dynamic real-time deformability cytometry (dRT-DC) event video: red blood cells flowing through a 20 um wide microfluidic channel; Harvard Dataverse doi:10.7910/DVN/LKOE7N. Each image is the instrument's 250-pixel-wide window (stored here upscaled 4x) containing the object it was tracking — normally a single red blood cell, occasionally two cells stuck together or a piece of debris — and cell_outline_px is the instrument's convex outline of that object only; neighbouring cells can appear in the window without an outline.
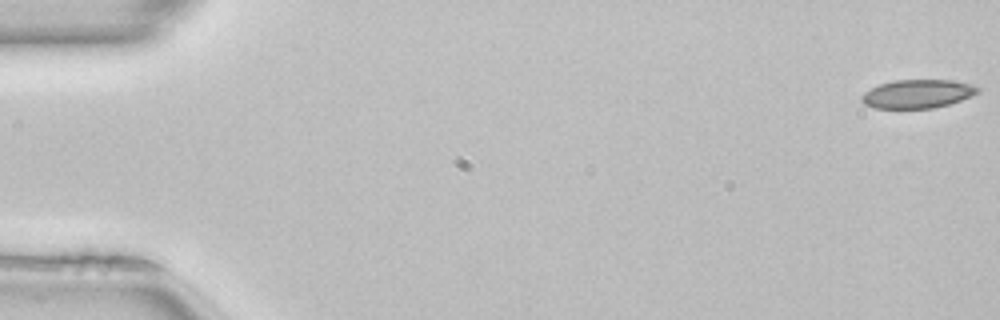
{"species": "common noctule bat (a hibernating species)", "species_latin": "Nyctalus noctula", "temperature_condition": "room temperature", "stored_images_in_passage": 51, "camera_frame_rate_fps": 3000, "um_per_image_px": 0.085, "animal": {"sex": "female", "body_mass_g": 22.7, "forearm_length_mm": 54.2}, "frame": {"image": 1, "passage_image": 1, "time_ms": 0.0, "image_size_px": [1000, 320], "cell_outline_px": [[980, 92], [972, 96], [948, 104], [932, 108], [876, 108], [864, 104], [860, 100], [860, 96], [864, 92], [880, 84], [892, 80], [952, 80], [968, 84], [980, 88]], "centroid_in_image_um": [77.97, 7.97], "position_along_channel_um": 7.0, "area_um2": 19.25}}
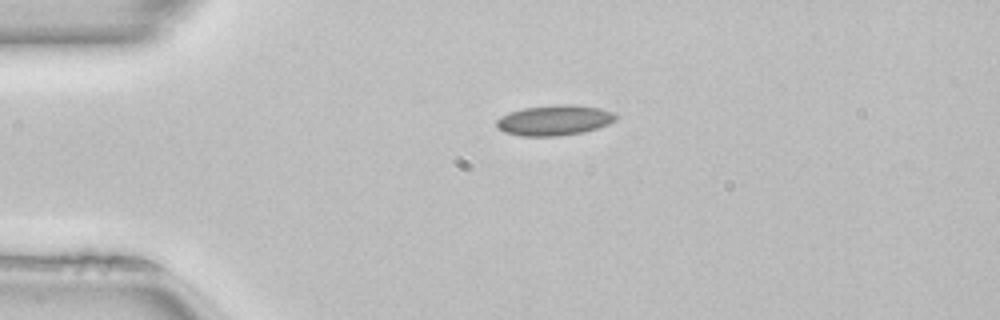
{"frame": {"image": 2, "passage_image": 12, "time_ms": 3.667, "image_size_px": [1000, 320], "cell_outline_px": [[620, 116], [616, 120], [608, 124], [584, 132], [560, 136], [520, 136], [504, 132], [496, 128], [496, 120], [500, 116], [508, 112], [524, 108], [556, 104], [576, 104], [600, 108], [612, 112]], "centroid_in_image_um": [47.11, 10.21], "position_along_channel_um": 37.9, "area_um2": 21.44}}
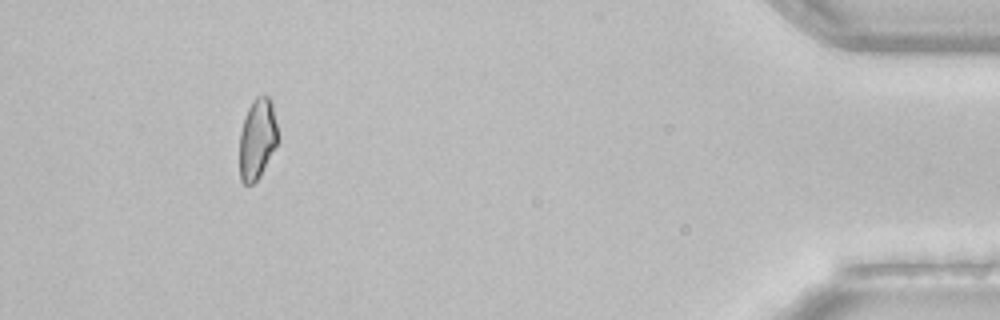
{"frame": {"image": 3, "passage_image": 47, "time_ms": 15.333, "image_size_px": [1000, 320], "cell_outline_px": [[276, 144], [260, 176], [252, 184], [244, 184], [240, 180], [240, 132], [248, 108], [252, 100], [256, 96], [268, 96], [272, 104], [276, 124]], "centroid_in_image_um": [21.84, 11.81], "position_along_channel_um": 413.4, "area_um2": 17.51}, "authors_computed_cell_mechanics": {"area_um2": 19.4208, "velocity_mm_per_s": 4.0643, "shape_relaxation_time_tau1_ms": null, "shape_relaxation_time_tau2_ms": 3.5392, "deformation_change_tau1": null, "deformation_change_tau2": 0.085}}